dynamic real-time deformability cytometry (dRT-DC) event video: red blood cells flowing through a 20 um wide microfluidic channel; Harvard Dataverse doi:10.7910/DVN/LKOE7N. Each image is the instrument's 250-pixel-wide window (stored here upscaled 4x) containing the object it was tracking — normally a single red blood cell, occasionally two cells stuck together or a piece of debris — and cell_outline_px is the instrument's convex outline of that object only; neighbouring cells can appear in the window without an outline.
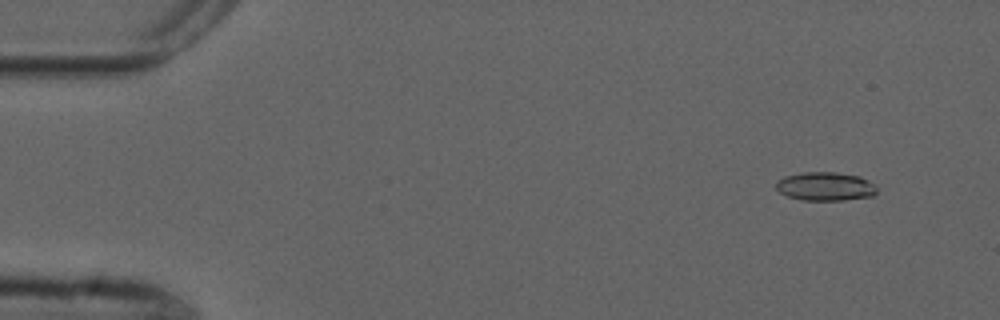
{"species": "common noctule bat (a hibernating species)", "species_latin": "Nyctalus noctula", "temperature_condition": "cold", "stored_images_in_passage": 55, "camera_frame_rate_fps": 3000, "um_per_image_px": 0.085, "animal": {"sex": "male", "forearm_length_mm": 52.5}, "frame": {"image": 1, "passage_image": 5, "time_ms": 1.333, "image_size_px": [1000, 320], "cell_outline_px": [[876, 192], [872, 196], [844, 200], [800, 200], [788, 196], [780, 192], [776, 188], [776, 180], [784, 176], [804, 172], [836, 172], [860, 176], [876, 184]], "centroid_in_image_um": [70.15, 15.84], "position_along_channel_um": 14.8, "area_um2": 16.94}}
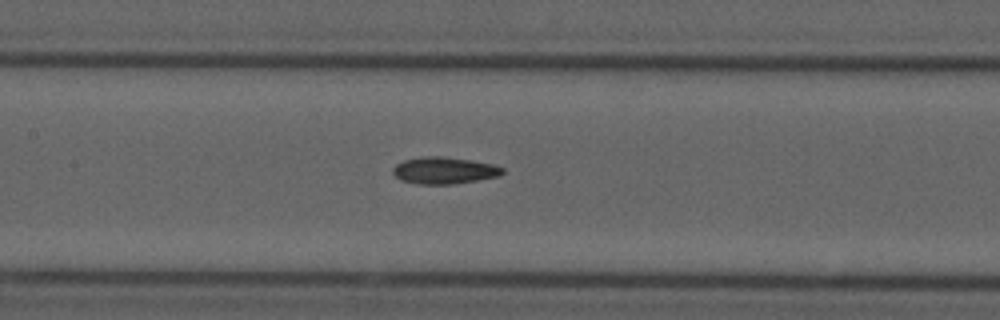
{"frame": {"image": 2, "passage_image": 26, "time_ms": 8.333, "image_size_px": [1000, 320], "cell_outline_px": [[504, 172], [500, 176], [452, 184], [420, 184], [400, 180], [392, 172], [392, 168], [396, 164], [404, 160], [424, 156], [440, 156], [472, 160], [492, 164], [504, 168]], "centroid_in_image_um": [37.75, 14.48], "position_along_channel_um": 169.6, "area_um2": 17.11}}
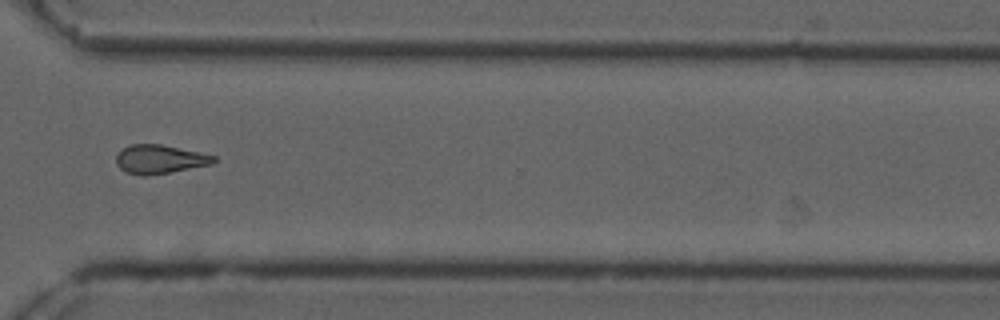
{"frame": {"image": 3, "passage_image": 41, "time_ms": 13.333, "image_size_px": [1000, 320], "cell_outline_px": [[216, 160], [212, 164], [148, 176], [140, 176], [128, 172], [120, 168], [116, 164], [116, 156], [124, 148], [132, 144], [160, 144], [216, 156]], "centroid_in_image_um": [13.57, 13.54], "position_along_channel_um": 357.0, "area_um2": 16.13}, "authors_computed_cell_mechanics": {"area_um2": 16.3574, "velocity_mm_per_s": 3.764, "shape_relaxation_time_tau1_ms": null, "shape_relaxation_time_tau2_ms": 7.6645, "deformation_change_tau1": null, "deformation_change_tau2": 0.1557}}